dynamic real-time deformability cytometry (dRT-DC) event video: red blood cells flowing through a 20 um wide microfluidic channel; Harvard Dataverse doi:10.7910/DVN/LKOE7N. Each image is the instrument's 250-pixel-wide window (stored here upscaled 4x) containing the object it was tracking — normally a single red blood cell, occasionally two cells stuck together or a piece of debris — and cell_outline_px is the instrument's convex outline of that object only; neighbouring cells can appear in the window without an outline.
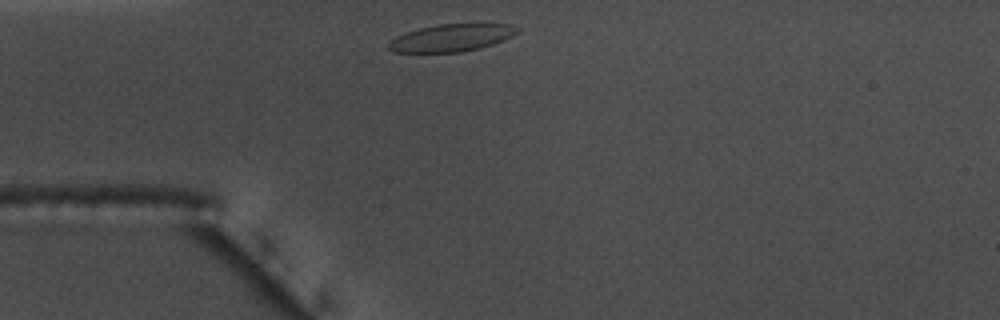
{"species": "common noctule bat (a hibernating species)", "species_latin": "Nyctalus noctula", "temperature_condition": "warm", "stored_images_in_passage": 30, "camera_frame_rate_fps": 3000, "um_per_image_px": 0.085, "animal": {"sex": "male", "body_mass_g": 17.5, "forearm_length_mm": 52.3}, "frame": {"image": 1, "passage_image": 1, "time_ms": 0.0, "image_size_px": [1000, 320], "cell_outline_px": [[520, 28], [512, 36], [504, 40], [480, 48], [460, 52], [392, 52], [388, 48], [388, 44], [396, 36], [420, 28], [440, 24], [512, 24]], "centroid_in_image_um": [38.39, 3.21], "position_along_channel_um": 46.6, "area_um2": 20.29}}
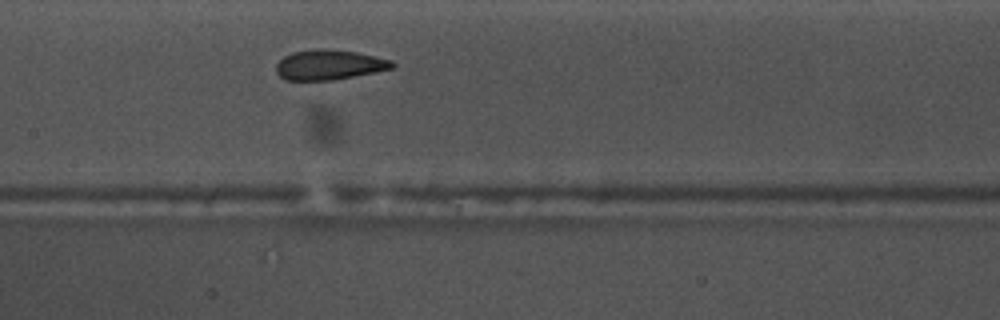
{"frame": {"image": 2, "passage_image": 13, "time_ms": 4.0, "image_size_px": [1000, 320], "cell_outline_px": [[396, 64], [392, 68], [376, 72], [332, 80], [288, 80], [280, 76], [276, 72], [276, 64], [284, 56], [292, 52], [312, 48], [328, 48], [356, 52], [392, 60]], "centroid_in_image_um": [27.97, 5.49], "position_along_channel_um": 179.4, "area_um2": 20.4}}
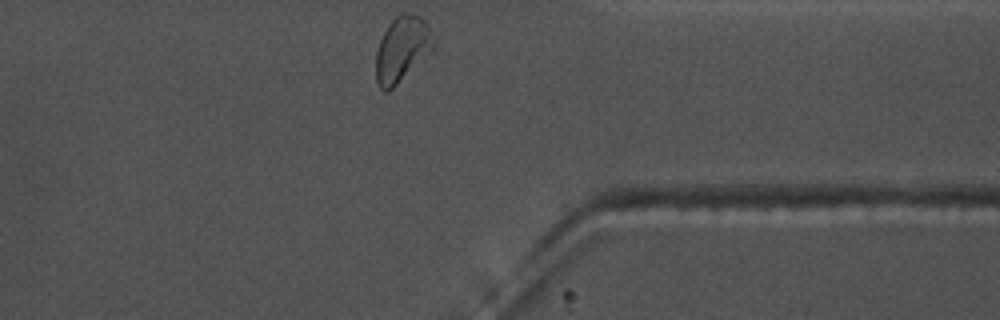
{"frame": {"image": 3, "passage_image": 30, "time_ms": 9.667, "image_size_px": [1000, 320], "cell_outline_px": [[436, 52], [388, 92], [384, 92], [380, 88], [376, 80], [376, 52], [380, 40], [388, 24], [400, 12], [412, 12], [420, 16], [428, 24], [436, 48]], "centroid_in_image_um": [34.23, 4.19], "position_along_channel_um": 377.2, "area_um2": 22.83}, "authors_computed_cell_mechanics": {"area_um2": 20.4034, "velocity_mm_per_s": 3.6362, "shape_relaxation_time_tau1_ms": 10.4007, "shape_relaxation_time_tau2_ms": 1.2427, "deformation_change_tau1": 0.2321, "deformation_change_tau2": 0.0826}}